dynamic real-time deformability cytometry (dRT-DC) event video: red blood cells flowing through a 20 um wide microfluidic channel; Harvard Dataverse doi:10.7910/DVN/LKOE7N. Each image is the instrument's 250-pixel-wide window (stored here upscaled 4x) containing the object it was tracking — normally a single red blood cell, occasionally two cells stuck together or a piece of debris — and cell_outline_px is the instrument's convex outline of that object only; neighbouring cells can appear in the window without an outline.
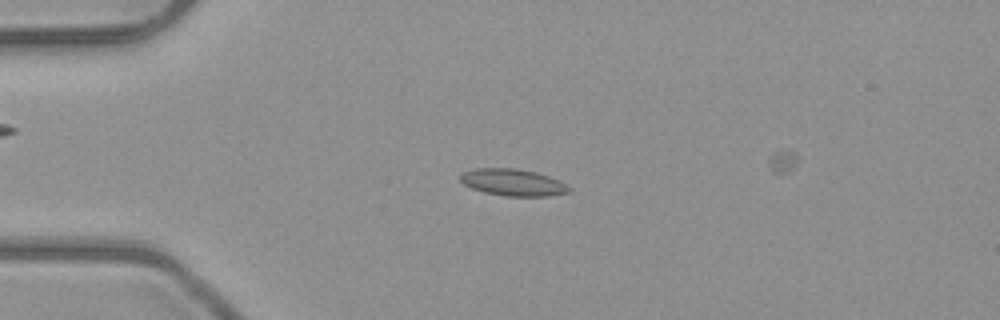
{"species": "common noctule bat (a hibernating species)", "species_latin": "Nyctalus noctula", "temperature_condition": "room temperature", "stored_images_in_passage": 5, "camera_frame_rate_fps": 3000, "um_per_image_px": 0.085, "animal": {"sex": "male", "body_mass_g": 23.1, "forearm_length_mm": 52.7}, "frame": {"image": 1, "passage_image": 3, "time_ms": 3.0, "image_size_px": [1000, 320], "cell_outline_px": [[572, 192], [548, 196], [504, 196], [484, 192], [472, 188], [464, 184], [460, 180], [460, 176], [464, 172], [476, 168], [516, 168], [536, 172], [560, 180], [572, 188]], "centroid_in_image_um": [43.65, 15.51], "position_along_channel_um": 41.4, "area_um2": 17.11}}